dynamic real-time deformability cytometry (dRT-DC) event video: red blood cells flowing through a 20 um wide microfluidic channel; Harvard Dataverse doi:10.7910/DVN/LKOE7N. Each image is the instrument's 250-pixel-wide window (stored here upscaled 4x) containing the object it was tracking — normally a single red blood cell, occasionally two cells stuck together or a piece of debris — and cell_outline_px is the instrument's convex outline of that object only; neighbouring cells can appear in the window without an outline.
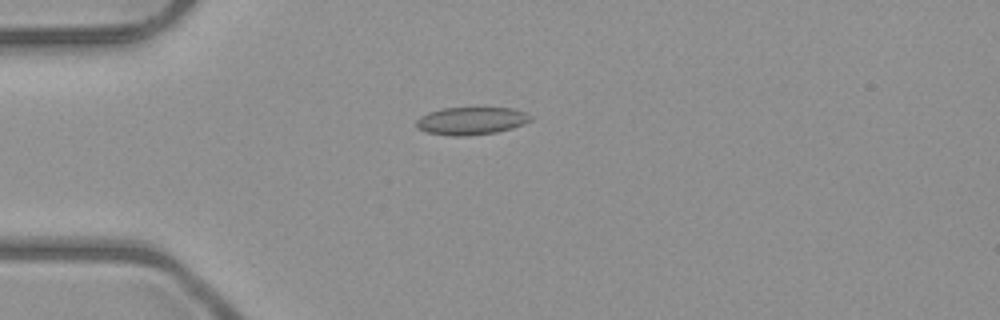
{"species": "common noctule bat (a hibernating species)", "species_latin": "Nyctalus noctula", "temperature_condition": "room temperature", "stored_images_in_passage": 6, "camera_frame_rate_fps": 3000, "um_per_image_px": 0.085, "animal": {"sex": "male", "body_mass_g": 23.1, "forearm_length_mm": 52.7}, "frame": {"image": 1, "passage_image": 4, "time_ms": 3.333, "image_size_px": [1000, 320], "cell_outline_px": [[532, 120], [524, 124], [512, 128], [496, 132], [464, 136], [448, 136], [428, 132], [416, 128], [416, 120], [420, 116], [428, 112], [444, 108], [512, 108], [524, 112], [532, 116]], "centroid_in_image_um": [40.04, 10.27], "position_along_channel_um": 45.0, "area_um2": 18.44}}
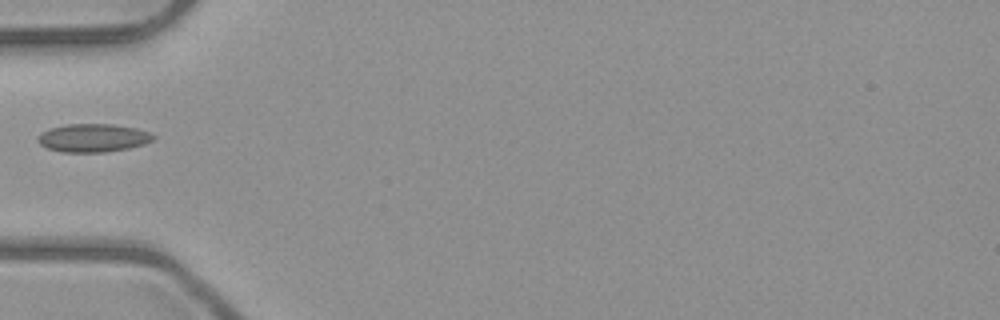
{"frame": {"image": 2, "passage_image": 5, "time_ms": 4.667, "image_size_px": [1000, 320], "cell_outline_px": [[156, 136], [152, 140], [144, 144], [128, 148], [104, 152], [60, 152], [48, 148], [40, 144], [36, 140], [40, 132], [48, 128], [68, 124], [112, 124], [136, 128], [148, 132]], "centroid_in_image_um": [7.87, 11.72], "position_along_channel_um": 77.1, "area_um2": 19.02}}
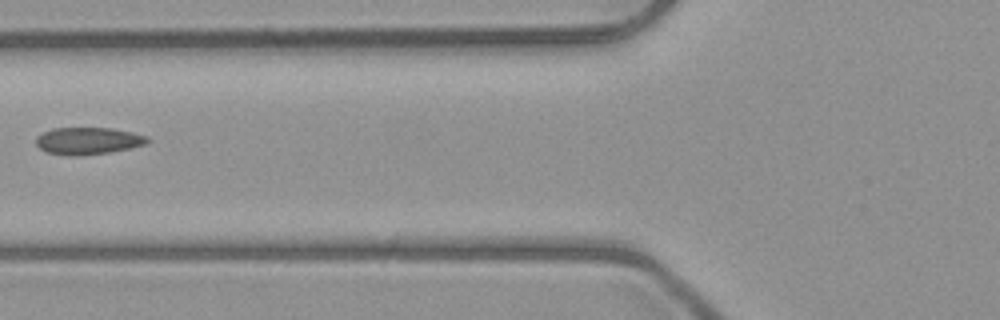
{"frame": {"image": 3, "passage_image": 6, "time_ms": 5.667, "image_size_px": [1000, 320], "cell_outline_px": [[152, 140], [144, 144], [132, 148], [108, 152], [76, 156], [68, 156], [48, 152], [40, 148], [36, 144], [36, 136], [52, 128], [112, 128], [132, 132], [148, 136]], "centroid_in_image_um": [7.5, 11.97], "position_along_channel_um": 118.3, "area_um2": 17.63}}